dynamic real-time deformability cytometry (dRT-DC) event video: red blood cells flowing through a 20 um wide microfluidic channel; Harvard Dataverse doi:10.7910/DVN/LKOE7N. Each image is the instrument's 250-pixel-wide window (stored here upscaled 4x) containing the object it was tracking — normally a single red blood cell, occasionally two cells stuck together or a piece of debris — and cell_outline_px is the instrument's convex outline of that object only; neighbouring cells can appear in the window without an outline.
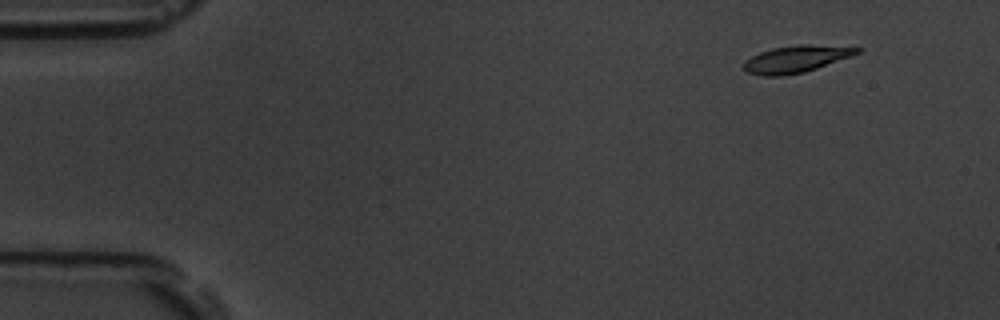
{"species": "common noctule bat (a hibernating species)", "species_latin": "Nyctalus noctula", "temperature_condition": "room temperature", "stored_images_in_passage": 5, "camera_frame_rate_fps": 3000, "um_per_image_px": 0.085, "animal": {"sex": "male", "body_mass_g": 19.5, "forearm_length_mm": 54.6}, "frame": {"image": 1, "passage_image": 2, "time_ms": 0.333, "image_size_px": [1000, 320], "cell_outline_px": [[864, 48], [860, 52], [852, 56], [804, 72], [784, 76], [764, 76], [744, 72], [744, 60], [760, 52], [772, 48], [800, 44], [808, 44]], "centroid_in_image_um": [67.65, 5.02], "position_along_channel_um": 17.4, "area_um2": 17.86}}
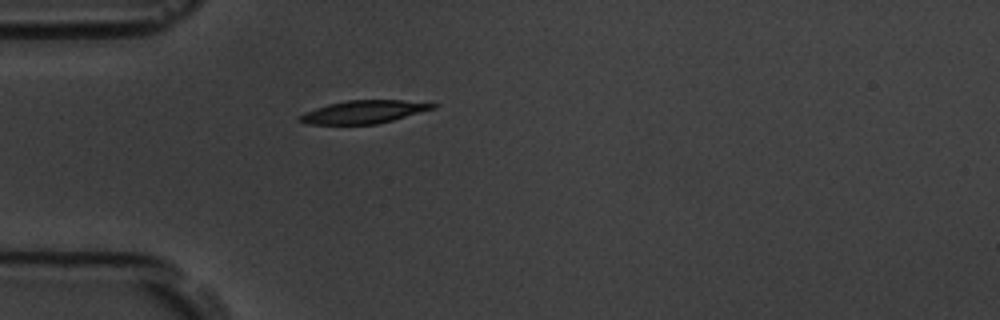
{"frame": {"image": 2, "passage_image": 5, "time_ms": 1.333, "image_size_px": [1000, 320], "cell_outline_px": [[440, 104], [436, 108], [392, 120], [376, 124], [308, 124], [296, 120], [304, 112], [328, 104], [348, 100], [400, 100]], "centroid_in_image_um": [30.92, 9.51], "position_along_channel_um": 54.1, "area_um2": 17.69}}